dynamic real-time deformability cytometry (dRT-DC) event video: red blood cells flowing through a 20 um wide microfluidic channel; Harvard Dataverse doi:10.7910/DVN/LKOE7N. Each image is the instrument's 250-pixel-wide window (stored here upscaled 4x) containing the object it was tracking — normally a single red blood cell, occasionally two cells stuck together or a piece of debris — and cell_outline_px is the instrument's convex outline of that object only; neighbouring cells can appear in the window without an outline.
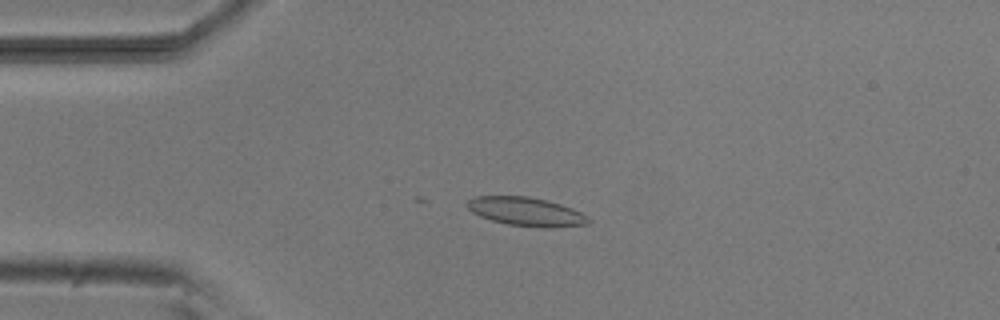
{"species": "common noctule bat (a hibernating species)", "species_latin": "Nyctalus noctula", "temperature_condition": "room temperature", "stored_images_in_passage": 3, "camera_frame_rate_fps": 3000, "um_per_image_px": 0.085, "animal": {"sex": "male", "body_mass_g": 20.5, "forearm_length_mm": 52.5}, "frame": {"image": 1, "passage_image": 2, "time_ms": 2.0, "image_size_px": [1000, 320], "cell_outline_px": [[592, 220], [588, 224], [548, 228], [544, 228], [508, 224], [492, 220], [480, 216], [472, 212], [468, 208], [468, 200], [476, 196], [528, 196], [548, 200], [572, 208], [580, 212]], "centroid_in_image_um": [44.75, 17.99], "position_along_channel_um": 40.3, "area_um2": 20.17}}